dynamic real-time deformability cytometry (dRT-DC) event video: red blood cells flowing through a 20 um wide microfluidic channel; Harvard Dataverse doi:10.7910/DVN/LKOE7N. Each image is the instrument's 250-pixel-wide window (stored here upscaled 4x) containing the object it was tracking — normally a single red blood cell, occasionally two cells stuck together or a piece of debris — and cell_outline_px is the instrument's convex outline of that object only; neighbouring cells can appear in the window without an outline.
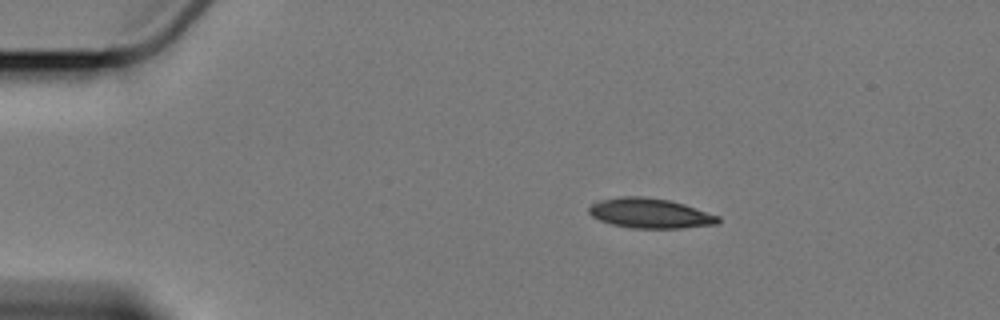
{"species": "Egyptian fruit bat (a non-hibernating species)", "species_latin": "Rousettus aegyptiacus", "temperature_condition": "cold", "stored_images_in_passage": 5, "camera_frame_rate_fps": 3000, "um_per_image_px": 0.085, "animal": {"sex": "female"}, "frame": {"image": 1, "passage_image": 2, "time_ms": 2.0, "image_size_px": [1000, 320], "cell_outline_px": [[720, 220], [716, 224], [680, 228], [632, 228], [612, 224], [600, 220], [592, 216], [588, 212], [588, 208], [596, 200], [620, 196], [644, 196], [668, 200], [684, 204], [720, 216]], "centroid_in_image_um": [55.22, 18.11], "position_along_channel_um": 29.8, "area_um2": 22.54}}
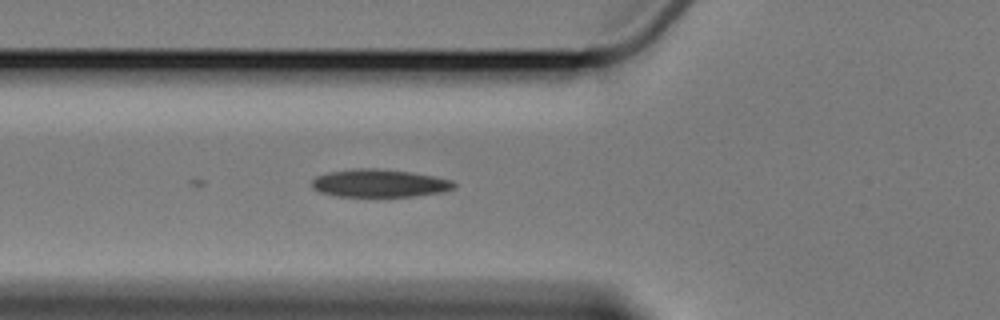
{"frame": {"image": 2, "passage_image": 5, "time_ms": 5.667, "image_size_px": [1000, 320], "cell_outline_px": [[456, 188], [444, 192], [412, 196], [336, 196], [320, 192], [312, 188], [312, 180], [316, 176], [328, 172], [360, 168], [376, 168], [412, 172], [452, 180], [456, 184]], "centroid_in_image_um": [32.27, 15.57], "position_along_channel_um": 93.5, "area_um2": 23.06}}